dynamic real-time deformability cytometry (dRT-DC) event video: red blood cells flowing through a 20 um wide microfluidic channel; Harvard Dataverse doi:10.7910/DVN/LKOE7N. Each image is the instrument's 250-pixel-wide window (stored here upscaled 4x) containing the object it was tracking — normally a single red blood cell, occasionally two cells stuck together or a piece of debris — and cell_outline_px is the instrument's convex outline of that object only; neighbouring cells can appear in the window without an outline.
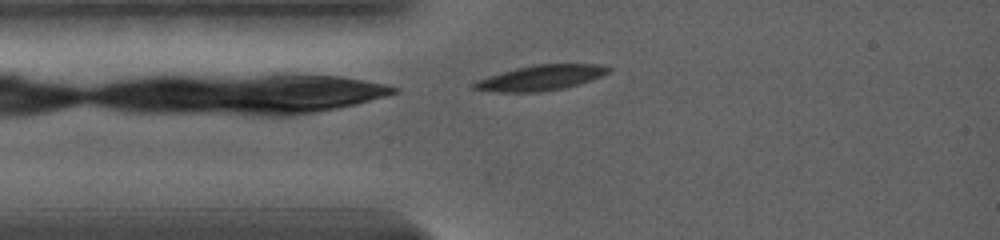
{"species": "common noctule bat (a hibernating species)", "species_latin": "Nyctalus noctula", "temperature_condition": "warm", "stored_images_in_passage": 35, "camera_frame_rate_fps": 5000, "um_per_image_px": 0.085, "animal": {"sex": "female", "body_mass_g": 19.0, "forearm_length_mm": 56.7}, "frame": {"image": 1, "passage_image": 2, "time_ms": 0.4, "image_size_px": [1000, 240], "cell_outline_px": [[612, 68], [608, 72], [600, 76], [576, 84], [560, 88], [536, 92], [496, 92], [472, 88], [472, 84], [476, 80], [488, 76], [516, 68], [536, 64], [596, 64]], "centroid_in_image_um": [45.9, 6.6], "position_along_channel_um": 39.1, "area_um2": 19.31}}
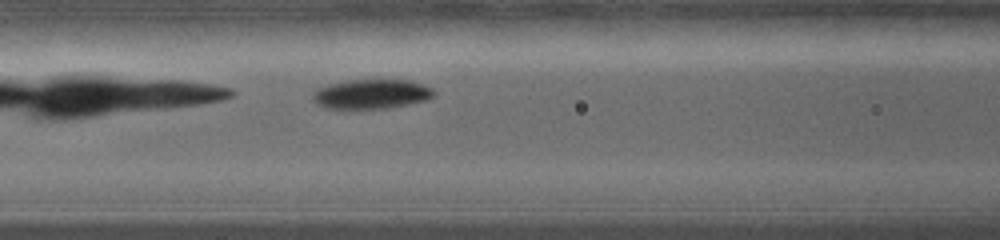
{"frame": {"image": 2, "passage_image": 14, "time_ms": 3.2, "image_size_px": [1000, 240], "cell_outline_px": [[436, 92], [428, 100], [388, 108], [324, 108], [316, 104], [312, 100], [312, 92], [316, 88], [328, 84], [348, 80], [408, 80], [424, 84], [432, 88]], "centroid_in_image_um": [31.54, 7.99], "position_along_channel_um": 135.1, "area_um2": 20.98}}
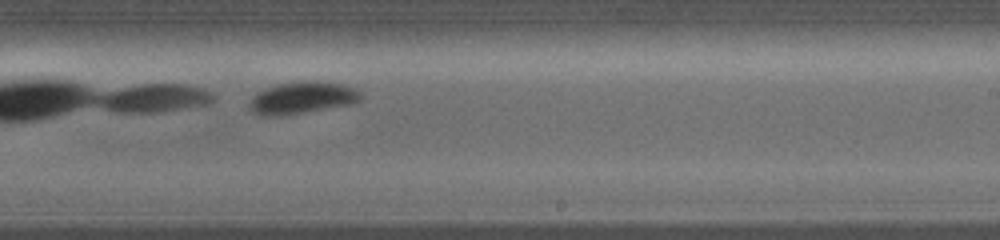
{"frame": {"image": 3, "passage_image": 28, "time_ms": 6.8, "image_size_px": [1000, 240], "cell_outline_px": [[364, 96], [360, 100], [348, 104], [304, 112], [280, 116], [260, 116], [252, 112], [248, 104], [252, 96], [256, 92], [280, 84], [304, 80], [340, 84], [352, 88], [360, 92]], "centroid_in_image_um": [25.62, 8.32], "position_along_channel_um": 263.4, "area_um2": 20.46}}